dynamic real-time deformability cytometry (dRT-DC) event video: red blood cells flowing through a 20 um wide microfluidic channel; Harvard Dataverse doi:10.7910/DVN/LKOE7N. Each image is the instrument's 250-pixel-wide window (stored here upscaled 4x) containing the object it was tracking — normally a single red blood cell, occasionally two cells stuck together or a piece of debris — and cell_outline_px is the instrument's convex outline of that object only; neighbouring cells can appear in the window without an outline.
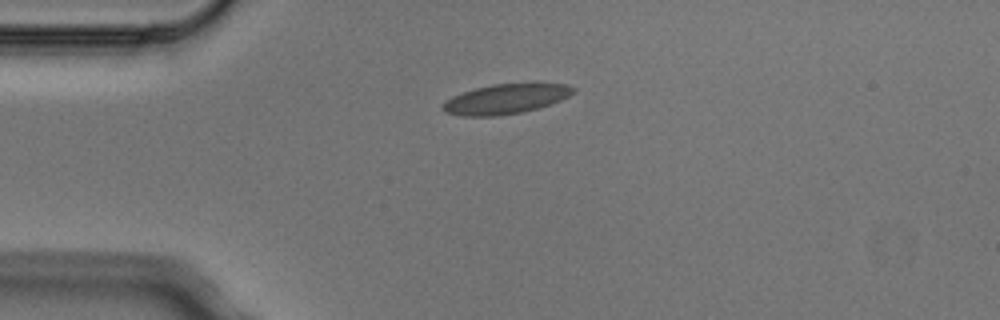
{"species": "Egyptian fruit bat (a non-hibernating species)", "species_latin": "Rousettus aegyptiacus", "temperature_condition": "cold", "stored_images_in_passage": 5, "camera_frame_rate_fps": 3000, "um_per_image_px": 0.085, "animal": {"sex": "male"}, "frame": {"image": 1, "passage_image": 1, "time_ms": 0.0, "image_size_px": [1000, 320], "cell_outline_px": [[576, 92], [560, 100], [536, 108], [520, 112], [500, 116], [464, 116], [444, 112], [440, 108], [444, 100], [452, 96], [476, 88], [492, 84], [568, 84], [576, 88]], "centroid_in_image_um": [42.94, 8.42], "position_along_channel_um": 42.1, "area_um2": 22.48}}
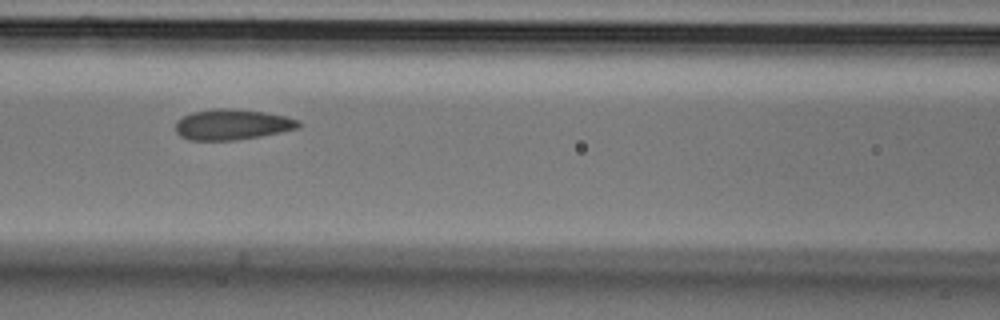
{"frame": {"image": 2, "passage_image": 4, "time_ms": 1.0, "image_size_px": [1000, 320], "cell_outline_px": [[300, 124], [296, 128], [280, 132], [260, 136], [236, 140], [188, 140], [180, 136], [176, 132], [176, 120], [192, 112], [216, 108], [228, 108], [264, 112], [284, 116], [300, 120]], "centroid_in_image_um": [19.69, 10.58], "position_along_channel_um": 146.9, "area_um2": 21.79}}
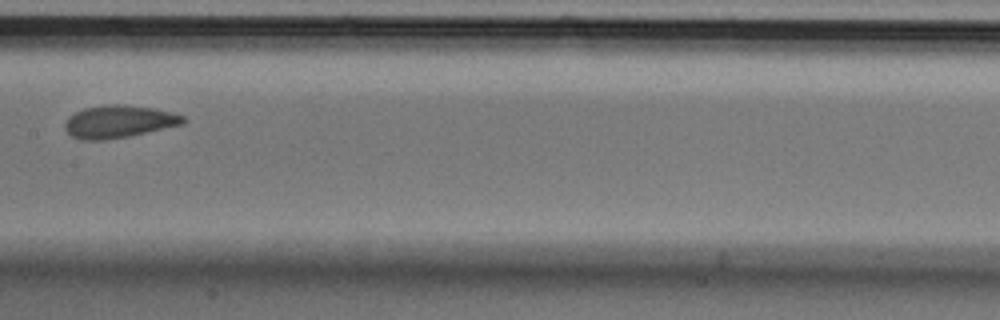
{"frame": {"image": 3, "passage_image": 5, "time_ms": 1.333, "image_size_px": [1000, 320], "cell_outline_px": [[188, 120], [184, 124], [128, 136], [104, 140], [80, 140], [72, 136], [64, 128], [64, 124], [68, 116], [84, 108], [104, 104], [124, 104], [152, 108], [172, 112], [184, 116]], "centroid_in_image_um": [10.09, 10.33], "position_along_channel_um": 197.3, "area_um2": 22.54}}